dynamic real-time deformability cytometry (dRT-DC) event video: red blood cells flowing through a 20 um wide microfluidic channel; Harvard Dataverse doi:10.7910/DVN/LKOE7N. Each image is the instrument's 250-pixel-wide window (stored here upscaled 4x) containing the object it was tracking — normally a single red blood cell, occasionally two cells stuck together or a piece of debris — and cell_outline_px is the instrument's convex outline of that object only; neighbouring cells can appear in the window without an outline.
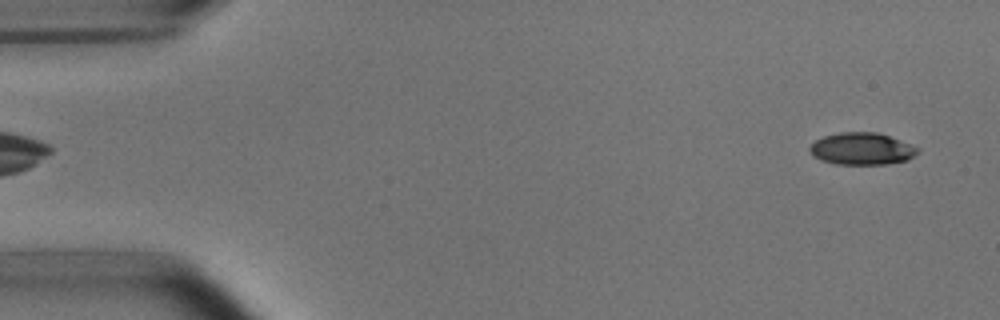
{"species": "common noctule bat (a hibernating species)", "species_latin": "Nyctalus noctula", "temperature_condition": "room temperature", "stored_images_in_passage": 51, "camera_frame_rate_fps": 3000, "um_per_image_px": 0.085, "animal": {"sex": "male", "body_mass_g": 15.6}, "frame": {"image": 1, "passage_image": 2, "time_ms": 0.333, "image_size_px": [1000, 320], "cell_outline_px": [[916, 152], [908, 160], [884, 164], [836, 164], [820, 160], [812, 156], [808, 148], [816, 140], [824, 136], [840, 132], [876, 132], [888, 136], [908, 144], [916, 148]], "centroid_in_image_um": [73.16, 12.65], "position_along_channel_um": 11.8, "area_um2": 19.83}}
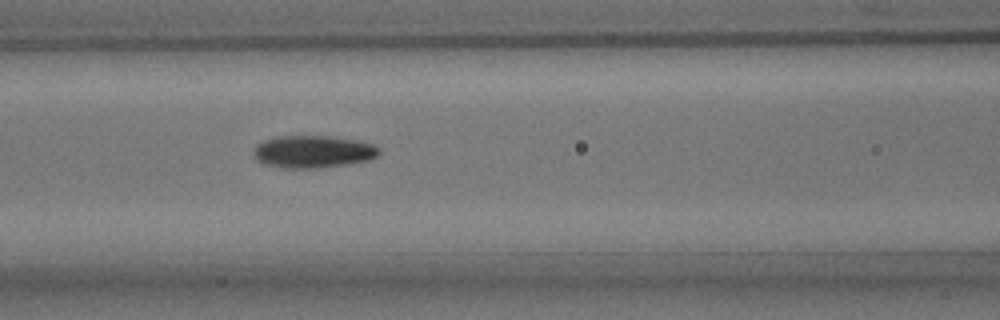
{"frame": {"image": 2, "passage_image": 21, "time_ms": 6.667, "image_size_px": [1000, 320], "cell_outline_px": [[380, 152], [376, 156], [368, 160], [348, 164], [316, 168], [284, 168], [264, 164], [256, 160], [252, 152], [256, 144], [264, 140], [276, 136], [328, 136], [352, 140], [372, 144], [380, 148]], "centroid_in_image_um": [26.55, 12.89], "position_along_channel_um": 140.1, "area_um2": 23.64}}
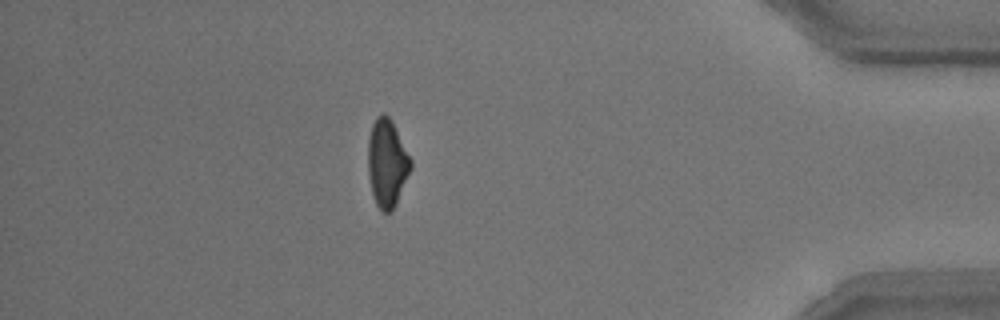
{"frame": {"image": 3, "passage_image": 45, "time_ms": 14.667, "image_size_px": [1000, 320], "cell_outline_px": [[412, 168], [396, 204], [392, 212], [384, 212], [376, 204], [372, 192], [368, 172], [368, 136], [372, 124], [376, 116], [384, 112], [392, 120], [412, 160]], "centroid_in_image_um": [32.9, 13.83], "position_along_channel_um": 402.3, "area_um2": 22.02}}